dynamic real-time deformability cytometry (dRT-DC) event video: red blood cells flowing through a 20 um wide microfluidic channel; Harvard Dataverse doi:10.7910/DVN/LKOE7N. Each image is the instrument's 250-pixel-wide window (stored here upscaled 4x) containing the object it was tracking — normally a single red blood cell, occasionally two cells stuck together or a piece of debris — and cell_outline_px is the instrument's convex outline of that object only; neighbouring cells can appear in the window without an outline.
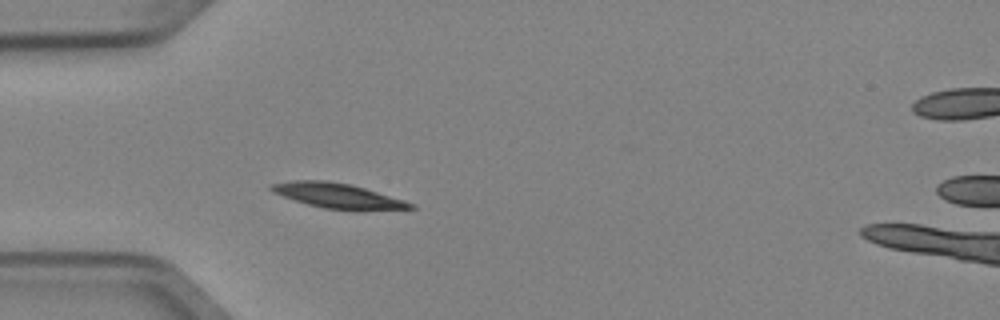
{"species": "Egyptian fruit bat (a non-hibernating species)", "species_latin": "Rousettus aegyptiacus", "temperature_condition": "cold", "stored_images_in_passage": 4, "segment_of_instrument_passage": [1, 2], "camera_frame_rate_fps": 3000, "um_per_image_px": 0.085, "animal": {"sex": "female"}, "frame": {"image": 1, "passage_image": 3, "time_ms": 0.667, "image_size_px": [1000, 320], "cell_outline_px": [[416, 208], [324, 208], [308, 204], [272, 192], [268, 188], [268, 184], [292, 180], [324, 180], [352, 184], [404, 200], [416, 204]], "centroid_in_image_um": [28.6, 16.58], "position_along_channel_um": 56.4, "area_um2": 19.42}}